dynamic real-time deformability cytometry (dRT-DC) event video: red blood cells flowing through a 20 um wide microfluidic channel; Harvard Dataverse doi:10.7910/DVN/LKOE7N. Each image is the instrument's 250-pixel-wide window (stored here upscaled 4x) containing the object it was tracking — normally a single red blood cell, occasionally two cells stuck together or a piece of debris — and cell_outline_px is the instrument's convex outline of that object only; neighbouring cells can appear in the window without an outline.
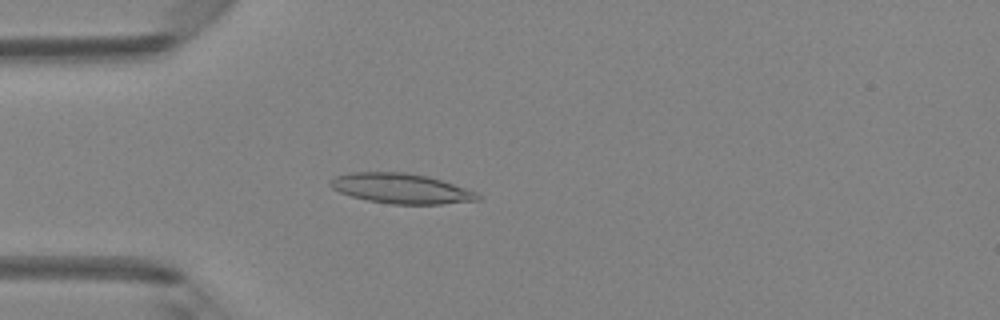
{"species": "Egyptian fruit bat (a non-hibernating species)", "species_latin": "Rousettus aegyptiacus", "temperature_condition": "room temperature", "stored_images_in_passage": 45, "camera_frame_rate_fps": 3000, "um_per_image_px": 0.085, "animal": {"sex": "female"}, "frame": {"image": 1, "passage_image": 11, "time_ms": 3.333, "image_size_px": [1000, 320], "cell_outline_px": [[480, 200], [440, 204], [392, 204], [368, 200], [352, 196], [340, 192], [332, 188], [328, 184], [336, 176], [352, 172], [404, 172], [428, 176], [476, 192], [480, 196]], "centroid_in_image_um": [34.08, 16.02], "position_along_channel_um": 50.9, "area_um2": 25.49}}
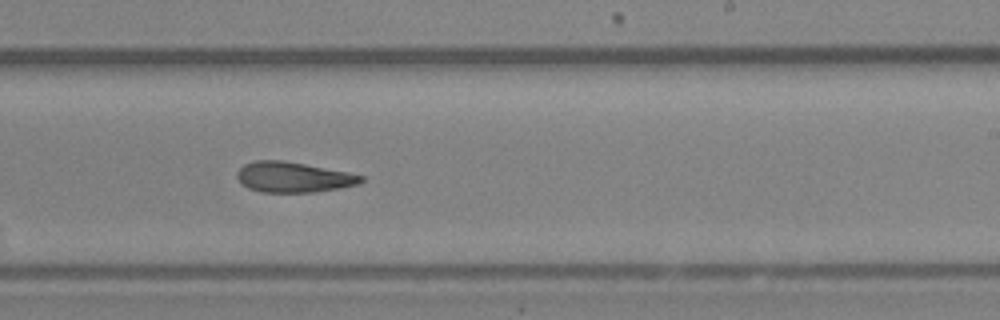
{"frame": {"image": 2, "passage_image": 27, "time_ms": 8.667, "image_size_px": [1000, 320], "cell_outline_px": [[364, 180], [360, 184], [340, 188], [312, 192], [260, 192], [248, 188], [236, 176], [236, 172], [244, 164], [256, 160], [284, 160], [348, 172], [364, 176]], "centroid_in_image_um": [24.95, 15.05], "position_along_channel_um": 264.1, "area_um2": 21.96}}
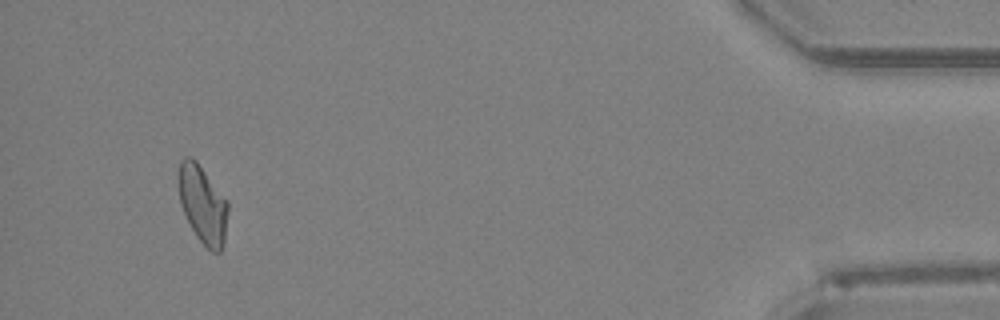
{"frame": {"image": 3, "passage_image": 43, "time_ms": 14.0, "image_size_px": [1000, 320], "cell_outline_px": [[228, 212], [224, 240], [220, 252], [212, 252], [196, 236], [180, 204], [176, 180], [180, 160], [184, 156], [192, 156], [196, 160], [228, 204]], "centroid_in_image_um": [17.18, 17.33], "position_along_channel_um": 418.0, "area_um2": 22.25}, "authors_computed_cell_mechanics": {"area_um2": 22.8888, "velocity_mm_per_s": 4.2048, "shape_relaxation_time_tau1_ms": 9.4718, "shape_relaxation_time_tau2_ms": 4.775, "deformation_change_tau1": 0.2603, "deformation_change_tau2": 0.1554}}